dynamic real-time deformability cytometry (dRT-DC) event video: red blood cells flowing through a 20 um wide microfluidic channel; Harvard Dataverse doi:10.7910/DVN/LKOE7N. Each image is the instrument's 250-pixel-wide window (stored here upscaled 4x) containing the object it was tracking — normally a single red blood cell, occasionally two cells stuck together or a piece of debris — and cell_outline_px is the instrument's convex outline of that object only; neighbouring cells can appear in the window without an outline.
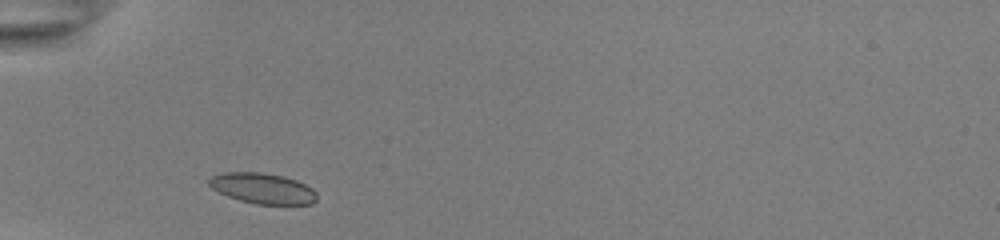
{"species": "common noctule bat (a hibernating species)", "species_latin": "Nyctalus noctula", "temperature_condition": "room temperature", "stored_images_in_passage": 21, "camera_frame_rate_fps": 3000, "um_per_image_px": 0.085, "animal": {"sex": "female", "body_mass_g": 22.0, "forearm_length_mm": 56.7}, "frame": {"image": 1, "passage_image": 2, "time_ms": 0.333, "image_size_px": [1000, 240], "cell_outline_px": [[316, 200], [312, 204], [256, 204], [240, 200], [228, 196], [212, 188], [208, 184], [208, 180], [212, 176], [224, 172], [260, 172], [284, 176], [296, 180], [312, 188], [316, 192]], "centroid_in_image_um": [22.33, 16.0], "position_along_channel_um": 62.7, "area_um2": 19.13}}
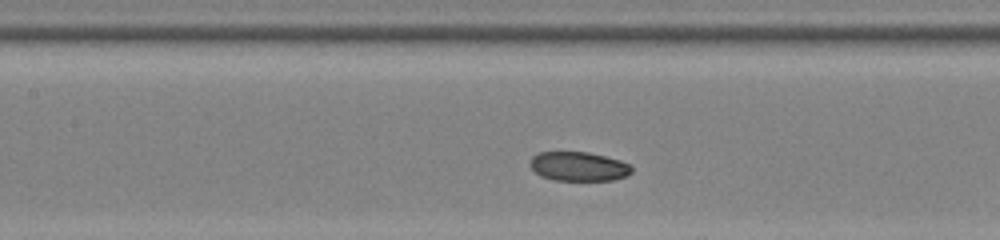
{"frame": {"image": 2, "passage_image": 10, "time_ms": 3.0, "image_size_px": [1000, 240], "cell_outline_px": [[632, 172], [628, 176], [616, 180], [556, 180], [540, 176], [528, 164], [528, 160], [532, 156], [540, 152], [588, 152], [620, 160], [632, 164]], "centroid_in_image_um": [49.2, 14.15], "position_along_channel_um": 158.2, "area_um2": 17.51}}
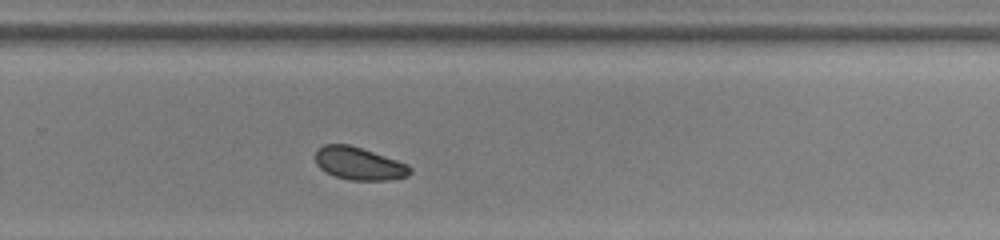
{"frame": {"image": 3, "passage_image": 21, "time_ms": 6.667, "image_size_px": [1000, 240], "cell_outline_px": [[412, 172], [408, 176], [388, 180], [348, 180], [324, 172], [316, 164], [316, 152], [324, 144], [348, 144], [408, 164], [412, 168]], "centroid_in_image_um": [30.52, 13.92], "position_along_channel_um": 299.3, "area_um2": 17.92}}